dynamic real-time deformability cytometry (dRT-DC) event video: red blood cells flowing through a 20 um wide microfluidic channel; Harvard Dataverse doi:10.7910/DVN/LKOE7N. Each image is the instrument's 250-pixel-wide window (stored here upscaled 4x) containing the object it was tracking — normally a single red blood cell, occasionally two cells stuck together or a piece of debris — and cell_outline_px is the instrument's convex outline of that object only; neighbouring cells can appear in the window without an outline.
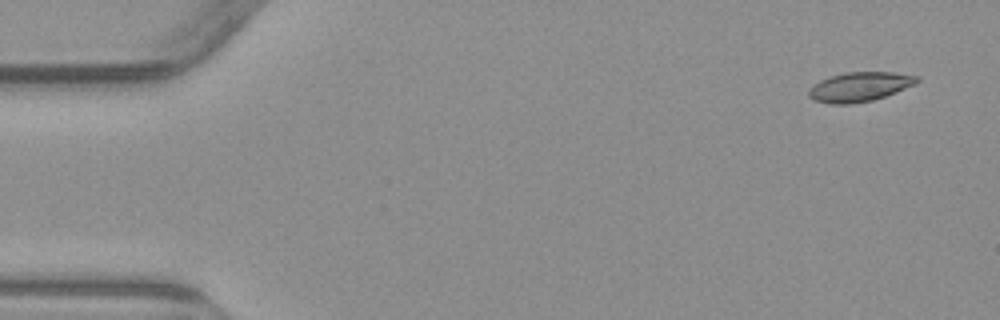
{"species": "common noctule bat (a hibernating species)", "species_latin": "Nyctalus noctula", "temperature_condition": "warm", "stored_images_in_passage": 6, "camera_frame_rate_fps": 3000, "um_per_image_px": 0.085, "animal": {"sex": "male", "body_mass_g": 23.1, "forearm_length_mm": 52.7}, "frame": {"image": 1, "passage_image": 1, "time_ms": 0.0, "image_size_px": [1000, 320], "cell_outline_px": [[920, 80], [916, 84], [896, 92], [872, 100], [852, 104], [828, 104], [816, 100], [808, 96], [808, 92], [820, 80], [828, 76], [848, 72], [892, 72], [920, 76]], "centroid_in_image_um": [73.1, 7.37], "position_along_channel_um": 11.9, "area_um2": 18.5}}
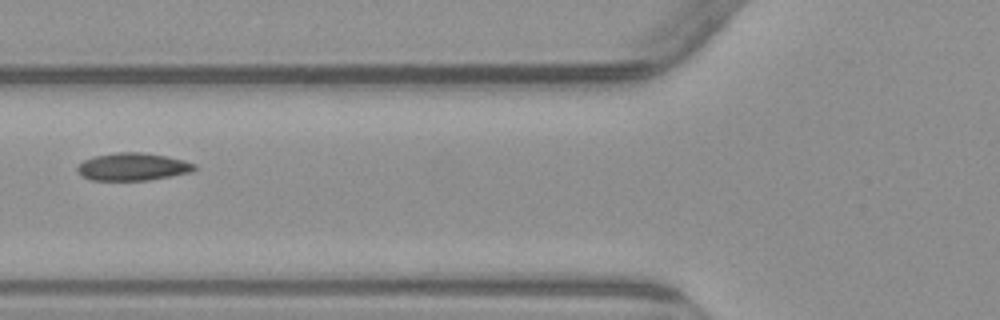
{"frame": {"image": 2, "passage_image": 5, "time_ms": 6.0, "image_size_px": [1000, 320], "cell_outline_px": [[196, 168], [192, 172], [148, 180], [92, 180], [80, 176], [76, 168], [84, 160], [92, 156], [116, 152], [140, 152], [168, 156], [184, 160], [196, 164]], "centroid_in_image_um": [11.28, 14.17], "position_along_channel_um": 114.5, "area_um2": 18.96}}
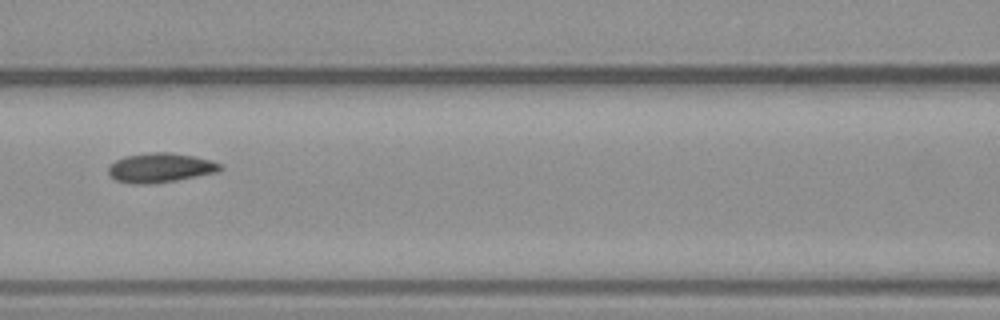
{"frame": {"image": 3, "passage_image": 6, "time_ms": 7.0, "image_size_px": [1000, 320], "cell_outline_px": [[224, 168], [220, 172], [176, 180], [152, 184], [132, 184], [116, 180], [108, 172], [108, 168], [116, 160], [124, 156], [152, 152], [168, 152], [192, 156], [212, 160], [220, 164]], "centroid_in_image_um": [13.66, 14.26], "position_along_channel_um": 152.9, "area_um2": 19.19}}